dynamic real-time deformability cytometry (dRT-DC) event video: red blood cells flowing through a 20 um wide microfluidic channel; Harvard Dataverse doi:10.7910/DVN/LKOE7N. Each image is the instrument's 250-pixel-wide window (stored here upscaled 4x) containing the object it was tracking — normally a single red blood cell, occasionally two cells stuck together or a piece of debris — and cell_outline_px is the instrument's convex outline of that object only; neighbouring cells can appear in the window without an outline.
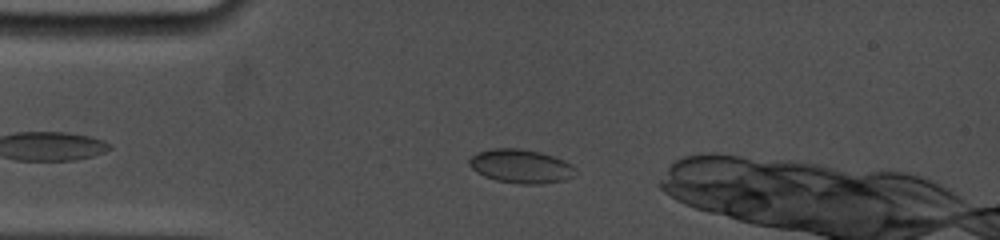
{"species": "common noctule bat (a hibernating species)", "species_latin": "Nyctalus noctula", "temperature_condition": "cold", "stored_images_in_passage": 9, "camera_frame_rate_fps": 5000, "um_per_image_px": 0.085, "animal": {"sex": "female", "body_mass_g": 19.0, "forearm_length_mm": 53.3}, "frame": {"image": 1, "passage_image": 3, "time_ms": 1.6, "image_size_px": [1000, 240], "cell_outline_px": [[576, 176], [564, 180], [540, 184], [520, 184], [496, 180], [484, 176], [476, 172], [468, 164], [468, 160], [476, 152], [492, 148], [520, 148], [540, 152], [564, 160], [572, 164], [576, 168]], "centroid_in_image_um": [44.28, 14.13], "position_along_channel_um": 40.7, "area_um2": 21.15}}
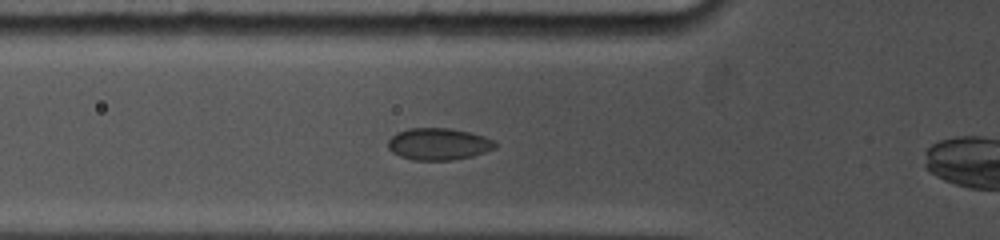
{"frame": {"image": 2, "passage_image": 8, "time_ms": 3.4, "image_size_px": [1000, 240], "cell_outline_px": [[496, 148], [472, 156], [452, 160], [412, 160], [400, 156], [392, 152], [388, 148], [388, 140], [396, 132], [408, 128], [448, 128], [468, 132], [484, 136], [496, 140]], "centroid_in_image_um": [37.27, 12.24], "position_along_channel_um": 88.5, "area_um2": 20.0}}